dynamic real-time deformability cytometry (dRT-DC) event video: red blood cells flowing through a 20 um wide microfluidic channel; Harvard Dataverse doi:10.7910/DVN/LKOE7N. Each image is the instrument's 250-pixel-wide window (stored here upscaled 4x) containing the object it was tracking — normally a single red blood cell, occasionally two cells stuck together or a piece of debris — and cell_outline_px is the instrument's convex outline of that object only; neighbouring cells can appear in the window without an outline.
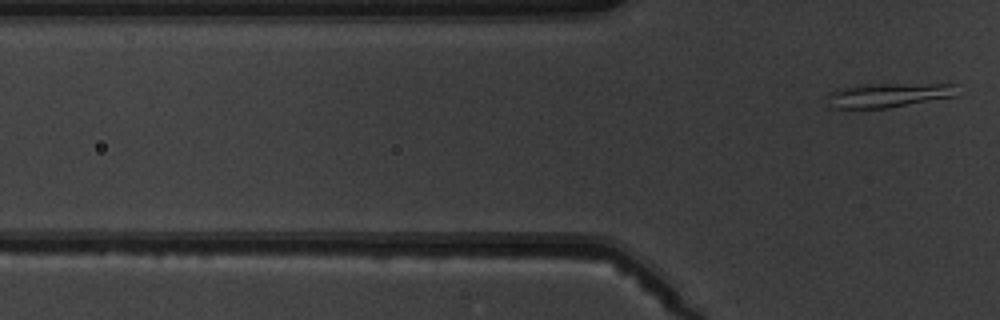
{"species": "common noctule bat (a hibernating species)", "species_latin": "Nyctalus noctula", "temperature_condition": "warm", "stored_images_in_passage": 7, "camera_frame_rate_fps": 3000, "um_per_image_px": 0.085, "animal": {"sex": "male", "body_mass_g": 19.5, "forearm_length_mm": 54.6}, "frame": {"image": 1, "passage_image": 7, "time_ms": 7.667, "image_size_px": [1000, 320], "cell_outline_px": [[960, 84], [956, 96], [884, 108], [832, 108], [828, 96], [828, 92], [840, 88], [864, 84]], "centroid_in_image_um": [75.55, 8.07], "position_along_channel_um": 50.2, "area_um2": 18.21}}